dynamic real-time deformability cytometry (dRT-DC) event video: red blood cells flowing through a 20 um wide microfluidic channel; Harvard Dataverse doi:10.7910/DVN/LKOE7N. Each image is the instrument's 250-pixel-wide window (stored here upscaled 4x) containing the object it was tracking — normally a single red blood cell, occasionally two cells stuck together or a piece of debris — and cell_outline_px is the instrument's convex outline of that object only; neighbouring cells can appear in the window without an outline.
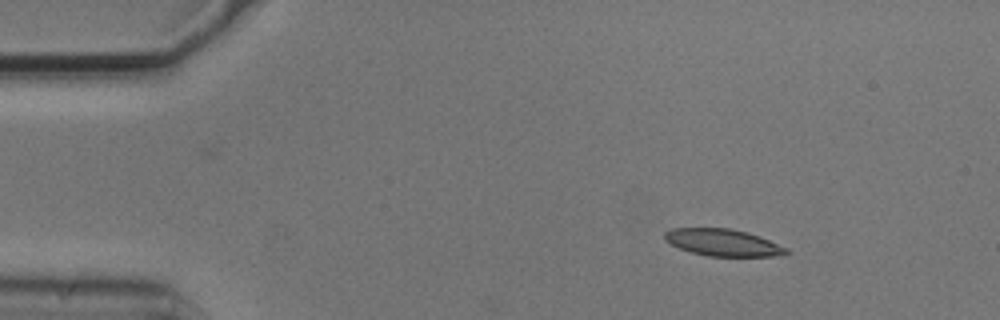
{"species": "common noctule bat (a hibernating species)", "species_latin": "Nyctalus noctula", "temperature_condition": "cold", "stored_images_in_passage": 3, "camera_frame_rate_fps": 3000, "um_per_image_px": 0.085, "animal": {"sex": "male", "body_mass_g": 20.5, "forearm_length_mm": 52.5}, "frame": {"image": 1, "passage_image": 1, "time_ms": 0.0, "image_size_px": [1000, 320], "cell_outline_px": [[792, 252], [772, 256], [708, 256], [692, 252], [680, 248], [664, 240], [664, 232], [672, 228], [732, 228], [748, 232], [760, 236], [788, 248]], "centroid_in_image_um": [61.46, 20.6], "position_along_channel_um": 23.5, "area_um2": 19.13}}